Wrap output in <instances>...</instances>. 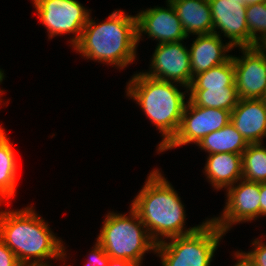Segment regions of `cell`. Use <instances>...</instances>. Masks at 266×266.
<instances>
[{
  "label": "cell",
  "mask_w": 266,
  "mask_h": 266,
  "mask_svg": "<svg viewBox=\"0 0 266 266\" xmlns=\"http://www.w3.org/2000/svg\"><path fill=\"white\" fill-rule=\"evenodd\" d=\"M0 239L23 266L49 265L46 259L66 258L64 244L32 206L0 211Z\"/></svg>",
  "instance_id": "1"
},
{
  "label": "cell",
  "mask_w": 266,
  "mask_h": 266,
  "mask_svg": "<svg viewBox=\"0 0 266 266\" xmlns=\"http://www.w3.org/2000/svg\"><path fill=\"white\" fill-rule=\"evenodd\" d=\"M181 198L171 183L156 169L150 172L144 186L132 201L131 208L138 214L156 244L165 239L195 232L202 224L184 229L185 210Z\"/></svg>",
  "instance_id": "2"
},
{
  "label": "cell",
  "mask_w": 266,
  "mask_h": 266,
  "mask_svg": "<svg viewBox=\"0 0 266 266\" xmlns=\"http://www.w3.org/2000/svg\"><path fill=\"white\" fill-rule=\"evenodd\" d=\"M137 18L115 10L96 23L89 16L79 41L73 46L86 59L125 68L136 59Z\"/></svg>",
  "instance_id": "3"
},
{
  "label": "cell",
  "mask_w": 266,
  "mask_h": 266,
  "mask_svg": "<svg viewBox=\"0 0 266 266\" xmlns=\"http://www.w3.org/2000/svg\"><path fill=\"white\" fill-rule=\"evenodd\" d=\"M126 90L127 96L136 101L162 134L157 149L160 152L178 131L186 93L179 91L173 82L154 79L142 72L134 74Z\"/></svg>",
  "instance_id": "4"
},
{
  "label": "cell",
  "mask_w": 266,
  "mask_h": 266,
  "mask_svg": "<svg viewBox=\"0 0 266 266\" xmlns=\"http://www.w3.org/2000/svg\"><path fill=\"white\" fill-rule=\"evenodd\" d=\"M129 216L109 212L96 239L110 258L132 261L141 266L147 251L156 250L138 214L130 207Z\"/></svg>",
  "instance_id": "5"
},
{
  "label": "cell",
  "mask_w": 266,
  "mask_h": 266,
  "mask_svg": "<svg viewBox=\"0 0 266 266\" xmlns=\"http://www.w3.org/2000/svg\"><path fill=\"white\" fill-rule=\"evenodd\" d=\"M223 232L211 219L193 233L156 244L162 266H210Z\"/></svg>",
  "instance_id": "6"
},
{
  "label": "cell",
  "mask_w": 266,
  "mask_h": 266,
  "mask_svg": "<svg viewBox=\"0 0 266 266\" xmlns=\"http://www.w3.org/2000/svg\"><path fill=\"white\" fill-rule=\"evenodd\" d=\"M38 18L48 30L49 38L61 34H74L70 44L80 39L91 13L76 0H32Z\"/></svg>",
  "instance_id": "7"
},
{
  "label": "cell",
  "mask_w": 266,
  "mask_h": 266,
  "mask_svg": "<svg viewBox=\"0 0 266 266\" xmlns=\"http://www.w3.org/2000/svg\"><path fill=\"white\" fill-rule=\"evenodd\" d=\"M231 121V111L194 105L189 99L183 111L176 135L160 151L200 141L209 133L220 130Z\"/></svg>",
  "instance_id": "8"
},
{
  "label": "cell",
  "mask_w": 266,
  "mask_h": 266,
  "mask_svg": "<svg viewBox=\"0 0 266 266\" xmlns=\"http://www.w3.org/2000/svg\"><path fill=\"white\" fill-rule=\"evenodd\" d=\"M150 66L149 72L142 73L154 79L179 83L188 93L192 82L190 53L181 41L157 43Z\"/></svg>",
  "instance_id": "9"
},
{
  "label": "cell",
  "mask_w": 266,
  "mask_h": 266,
  "mask_svg": "<svg viewBox=\"0 0 266 266\" xmlns=\"http://www.w3.org/2000/svg\"><path fill=\"white\" fill-rule=\"evenodd\" d=\"M227 191V202L219 217L211 220L227 232L235 223L256 220L260 216V183L240 179Z\"/></svg>",
  "instance_id": "10"
},
{
  "label": "cell",
  "mask_w": 266,
  "mask_h": 266,
  "mask_svg": "<svg viewBox=\"0 0 266 266\" xmlns=\"http://www.w3.org/2000/svg\"><path fill=\"white\" fill-rule=\"evenodd\" d=\"M213 33L221 30L234 48L250 47V33L246 22V5L242 0H209Z\"/></svg>",
  "instance_id": "11"
},
{
  "label": "cell",
  "mask_w": 266,
  "mask_h": 266,
  "mask_svg": "<svg viewBox=\"0 0 266 266\" xmlns=\"http://www.w3.org/2000/svg\"><path fill=\"white\" fill-rule=\"evenodd\" d=\"M240 49L241 58L232 56L239 98L261 99L266 89V56L256 46Z\"/></svg>",
  "instance_id": "12"
},
{
  "label": "cell",
  "mask_w": 266,
  "mask_h": 266,
  "mask_svg": "<svg viewBox=\"0 0 266 266\" xmlns=\"http://www.w3.org/2000/svg\"><path fill=\"white\" fill-rule=\"evenodd\" d=\"M168 8L154 7L136 14L137 42H140L143 33L158 40V44L178 42L187 39L181 22L172 4L167 1Z\"/></svg>",
  "instance_id": "13"
},
{
  "label": "cell",
  "mask_w": 266,
  "mask_h": 266,
  "mask_svg": "<svg viewBox=\"0 0 266 266\" xmlns=\"http://www.w3.org/2000/svg\"><path fill=\"white\" fill-rule=\"evenodd\" d=\"M248 144L266 137V107L261 99H240L231 111V121Z\"/></svg>",
  "instance_id": "14"
},
{
  "label": "cell",
  "mask_w": 266,
  "mask_h": 266,
  "mask_svg": "<svg viewBox=\"0 0 266 266\" xmlns=\"http://www.w3.org/2000/svg\"><path fill=\"white\" fill-rule=\"evenodd\" d=\"M221 38L218 32L198 35L193 41L189 49L192 79L195 75L223 64L232 57L226 52L229 53L233 47L229 43L223 44Z\"/></svg>",
  "instance_id": "15"
},
{
  "label": "cell",
  "mask_w": 266,
  "mask_h": 266,
  "mask_svg": "<svg viewBox=\"0 0 266 266\" xmlns=\"http://www.w3.org/2000/svg\"><path fill=\"white\" fill-rule=\"evenodd\" d=\"M175 9L182 28L189 34L213 33V20L209 0H167Z\"/></svg>",
  "instance_id": "16"
},
{
  "label": "cell",
  "mask_w": 266,
  "mask_h": 266,
  "mask_svg": "<svg viewBox=\"0 0 266 266\" xmlns=\"http://www.w3.org/2000/svg\"><path fill=\"white\" fill-rule=\"evenodd\" d=\"M205 164L204 173L217 190L228 189L242 179V154H210Z\"/></svg>",
  "instance_id": "17"
},
{
  "label": "cell",
  "mask_w": 266,
  "mask_h": 266,
  "mask_svg": "<svg viewBox=\"0 0 266 266\" xmlns=\"http://www.w3.org/2000/svg\"><path fill=\"white\" fill-rule=\"evenodd\" d=\"M248 143L231 122L220 130L206 135L197 145L208 154L236 153L242 154Z\"/></svg>",
  "instance_id": "18"
},
{
  "label": "cell",
  "mask_w": 266,
  "mask_h": 266,
  "mask_svg": "<svg viewBox=\"0 0 266 266\" xmlns=\"http://www.w3.org/2000/svg\"><path fill=\"white\" fill-rule=\"evenodd\" d=\"M5 129H0V199L15 196L17 181V158Z\"/></svg>",
  "instance_id": "19"
},
{
  "label": "cell",
  "mask_w": 266,
  "mask_h": 266,
  "mask_svg": "<svg viewBox=\"0 0 266 266\" xmlns=\"http://www.w3.org/2000/svg\"><path fill=\"white\" fill-rule=\"evenodd\" d=\"M188 91V99L200 107L232 111L240 100L236 87H207V90Z\"/></svg>",
  "instance_id": "20"
},
{
  "label": "cell",
  "mask_w": 266,
  "mask_h": 266,
  "mask_svg": "<svg viewBox=\"0 0 266 266\" xmlns=\"http://www.w3.org/2000/svg\"><path fill=\"white\" fill-rule=\"evenodd\" d=\"M207 87H236L232 57L223 64L195 75L188 90H207Z\"/></svg>",
  "instance_id": "21"
},
{
  "label": "cell",
  "mask_w": 266,
  "mask_h": 266,
  "mask_svg": "<svg viewBox=\"0 0 266 266\" xmlns=\"http://www.w3.org/2000/svg\"><path fill=\"white\" fill-rule=\"evenodd\" d=\"M263 143L249 144L242 153V179L266 182V148Z\"/></svg>",
  "instance_id": "22"
},
{
  "label": "cell",
  "mask_w": 266,
  "mask_h": 266,
  "mask_svg": "<svg viewBox=\"0 0 266 266\" xmlns=\"http://www.w3.org/2000/svg\"><path fill=\"white\" fill-rule=\"evenodd\" d=\"M246 22L250 33V47H255L266 35V2L247 5Z\"/></svg>",
  "instance_id": "23"
},
{
  "label": "cell",
  "mask_w": 266,
  "mask_h": 266,
  "mask_svg": "<svg viewBox=\"0 0 266 266\" xmlns=\"http://www.w3.org/2000/svg\"><path fill=\"white\" fill-rule=\"evenodd\" d=\"M253 250L236 252L235 257L242 266H266V244L262 240L255 239L252 243Z\"/></svg>",
  "instance_id": "24"
},
{
  "label": "cell",
  "mask_w": 266,
  "mask_h": 266,
  "mask_svg": "<svg viewBox=\"0 0 266 266\" xmlns=\"http://www.w3.org/2000/svg\"><path fill=\"white\" fill-rule=\"evenodd\" d=\"M86 266H109L110 257L105 252L102 245L97 241L91 250Z\"/></svg>",
  "instance_id": "25"
},
{
  "label": "cell",
  "mask_w": 266,
  "mask_h": 266,
  "mask_svg": "<svg viewBox=\"0 0 266 266\" xmlns=\"http://www.w3.org/2000/svg\"><path fill=\"white\" fill-rule=\"evenodd\" d=\"M0 266H23L15 254L0 239Z\"/></svg>",
  "instance_id": "26"
},
{
  "label": "cell",
  "mask_w": 266,
  "mask_h": 266,
  "mask_svg": "<svg viewBox=\"0 0 266 266\" xmlns=\"http://www.w3.org/2000/svg\"><path fill=\"white\" fill-rule=\"evenodd\" d=\"M260 216H266V182L260 183Z\"/></svg>",
  "instance_id": "27"
},
{
  "label": "cell",
  "mask_w": 266,
  "mask_h": 266,
  "mask_svg": "<svg viewBox=\"0 0 266 266\" xmlns=\"http://www.w3.org/2000/svg\"><path fill=\"white\" fill-rule=\"evenodd\" d=\"M109 266H139V265L132 262V261H128V260H124V259L110 258Z\"/></svg>",
  "instance_id": "28"
},
{
  "label": "cell",
  "mask_w": 266,
  "mask_h": 266,
  "mask_svg": "<svg viewBox=\"0 0 266 266\" xmlns=\"http://www.w3.org/2000/svg\"><path fill=\"white\" fill-rule=\"evenodd\" d=\"M256 47L266 56V35L256 43Z\"/></svg>",
  "instance_id": "29"
},
{
  "label": "cell",
  "mask_w": 266,
  "mask_h": 266,
  "mask_svg": "<svg viewBox=\"0 0 266 266\" xmlns=\"http://www.w3.org/2000/svg\"><path fill=\"white\" fill-rule=\"evenodd\" d=\"M266 0H245V5L257 4V3H264Z\"/></svg>",
  "instance_id": "30"
},
{
  "label": "cell",
  "mask_w": 266,
  "mask_h": 266,
  "mask_svg": "<svg viewBox=\"0 0 266 266\" xmlns=\"http://www.w3.org/2000/svg\"><path fill=\"white\" fill-rule=\"evenodd\" d=\"M4 71H2L1 69H0V83L3 81V79H4V73H3ZM2 90H0V93L2 94L3 92H1ZM1 101V100H0Z\"/></svg>",
  "instance_id": "31"
},
{
  "label": "cell",
  "mask_w": 266,
  "mask_h": 266,
  "mask_svg": "<svg viewBox=\"0 0 266 266\" xmlns=\"http://www.w3.org/2000/svg\"><path fill=\"white\" fill-rule=\"evenodd\" d=\"M261 100H262V102L264 103V105H265V107H266V89H265V91H264L263 96L261 97Z\"/></svg>",
  "instance_id": "32"
},
{
  "label": "cell",
  "mask_w": 266,
  "mask_h": 266,
  "mask_svg": "<svg viewBox=\"0 0 266 266\" xmlns=\"http://www.w3.org/2000/svg\"><path fill=\"white\" fill-rule=\"evenodd\" d=\"M234 266H242L239 262H237Z\"/></svg>",
  "instance_id": "33"
}]
</instances>
